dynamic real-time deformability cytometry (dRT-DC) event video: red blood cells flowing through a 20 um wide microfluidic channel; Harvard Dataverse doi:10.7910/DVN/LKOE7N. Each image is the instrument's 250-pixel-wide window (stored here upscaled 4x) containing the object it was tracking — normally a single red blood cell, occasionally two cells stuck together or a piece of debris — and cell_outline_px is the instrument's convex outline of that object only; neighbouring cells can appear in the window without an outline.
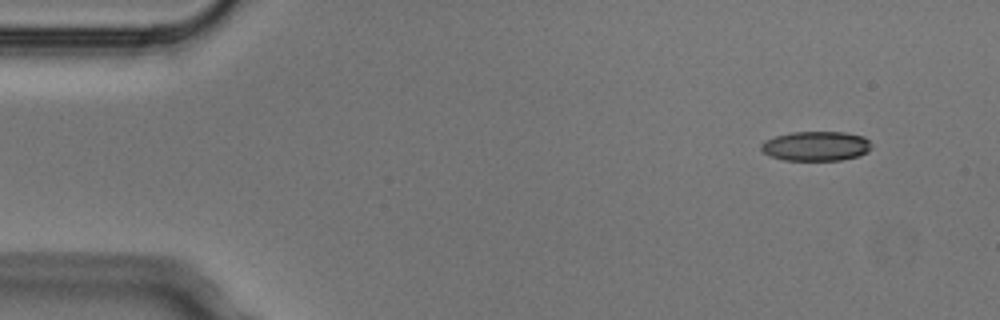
{"species": "Egyptian fruit bat (a non-hibernating species)", "species_latin": "Rousettus aegyptiacus", "temperature_condition": "cold", "stored_images_in_passage": 4, "camera_frame_rate_fps": 3000, "um_per_image_px": 0.085, "animal": {"sex": "male"}, "frame": {"image": 1, "passage_image": 4, "time_ms": 1.0, "image_size_px": [1000, 320], "cell_outline_px": [[868, 152], [860, 156], [840, 160], [784, 160], [772, 156], [764, 152], [760, 148], [760, 144], [764, 140], [776, 136], [792, 132], [844, 132], [864, 136], [868, 140]], "centroid_in_image_um": [69.34, 12.41], "position_along_channel_um": 15.7, "area_um2": 18.9}}